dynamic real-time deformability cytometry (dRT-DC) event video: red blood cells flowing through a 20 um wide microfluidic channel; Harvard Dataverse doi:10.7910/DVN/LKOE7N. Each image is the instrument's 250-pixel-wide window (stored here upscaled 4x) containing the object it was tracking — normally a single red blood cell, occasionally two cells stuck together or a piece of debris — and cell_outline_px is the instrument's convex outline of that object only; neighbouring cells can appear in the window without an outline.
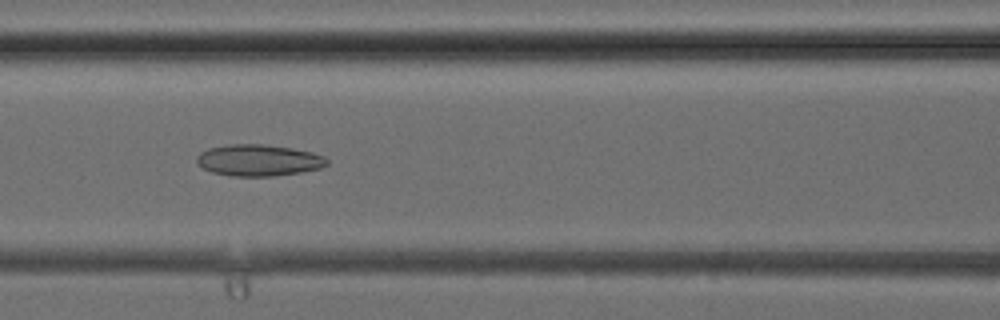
{"species": "common noctule bat (a hibernating species)", "species_latin": "Nyctalus noctula", "temperature_condition": "cold", "stored_images_in_passage": 33, "camera_frame_rate_fps": 3000, "um_per_image_px": 0.085, "animal": {"sex": "female", "body_mass_g": 24.6, "forearm_length_mm": 56.2}, "frame": {"image": 1, "passage_image": 12, "time_ms": 3.667, "image_size_px": [1000, 320], "cell_outline_px": [[328, 164], [320, 168], [300, 172], [272, 176], [232, 176], [212, 172], [196, 164], [196, 156], [200, 152], [208, 148], [228, 144], [264, 144], [292, 148], [312, 152], [324, 156], [328, 160]], "centroid_in_image_um": [21.95, 13.61], "position_along_channel_um": 144.6, "area_um2": 23.99}}
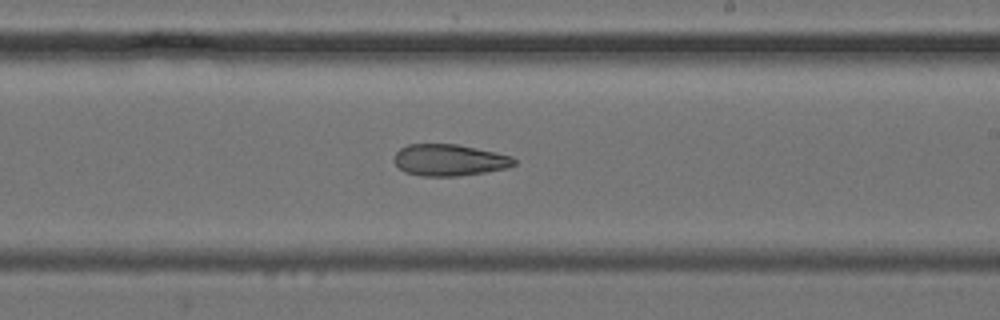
{"frame": {"image": 2, "passage_image": 18, "time_ms": 5.667, "image_size_px": [1000, 320], "cell_outline_px": [[516, 164], [508, 168], [484, 172], [456, 176], [420, 176], [404, 172], [392, 160], [396, 152], [400, 148], [408, 144], [456, 144], [476, 148], [512, 156], [516, 160]], "centroid_in_image_um": [38.17, 13.61], "position_along_channel_um": 250.8, "area_um2": 22.14}}
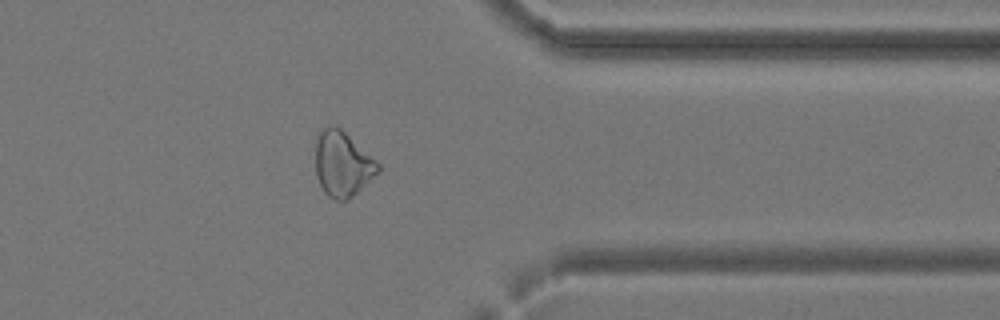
{"frame": {"image": 3, "passage_image": 26, "time_ms": 8.333, "image_size_px": [1000, 320], "cell_outline_px": [[380, 172], [348, 200], [336, 200], [328, 196], [324, 192], [316, 176], [316, 140], [320, 132], [328, 124], [336, 124], [376, 160], [380, 164]], "centroid_in_image_um": [29.12, 13.93], "position_along_channel_um": 382.3, "area_um2": 23.81}}